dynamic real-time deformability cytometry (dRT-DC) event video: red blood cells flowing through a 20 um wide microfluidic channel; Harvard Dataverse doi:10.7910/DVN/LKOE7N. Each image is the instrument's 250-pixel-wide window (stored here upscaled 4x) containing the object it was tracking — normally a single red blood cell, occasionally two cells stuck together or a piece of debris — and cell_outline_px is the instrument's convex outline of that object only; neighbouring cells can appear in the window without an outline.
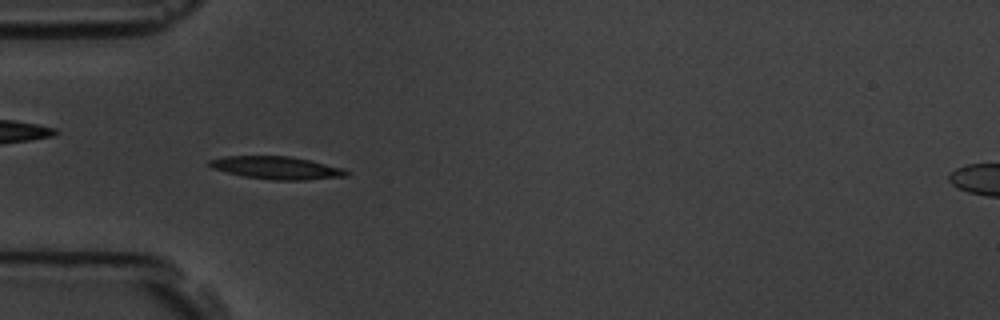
{"species": "common noctule bat (a hibernating species)", "species_latin": "Nyctalus noctula", "temperature_condition": "room temperature", "stored_images_in_passage": 11, "camera_frame_rate_fps": 3000, "um_per_image_px": 0.085, "animal": {"sex": "male", "body_mass_g": 19.5, "forearm_length_mm": 54.6}, "frame": {"image": 1, "passage_image": 5, "time_ms": 5.0, "image_size_px": [1000, 320], "cell_outline_px": [[352, 172], [348, 176], [308, 180], [272, 180], [244, 176], [212, 168], [208, 164], [208, 160], [224, 156], [288, 156], [312, 160], [344, 168]], "centroid_in_image_um": [23.59, 14.26], "position_along_channel_um": 61.4, "area_um2": 18.32}}
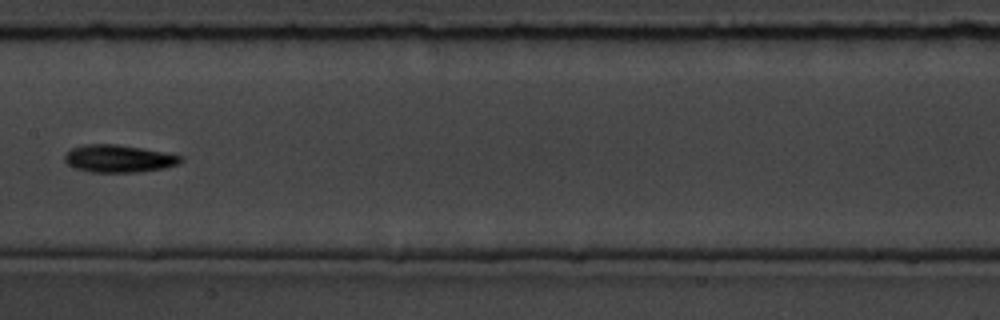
{"frame": {"image": 2, "passage_image": 8, "time_ms": 8.667, "image_size_px": [1000, 320], "cell_outline_px": [[184, 160], [176, 164], [164, 168], [136, 172], [92, 172], [76, 168], [68, 164], [64, 160], [64, 156], [72, 148], [84, 144], [116, 144], [164, 152], [184, 156]], "centroid_in_image_um": [10.1, 13.48], "position_along_channel_um": 197.3, "area_um2": 18.44}}
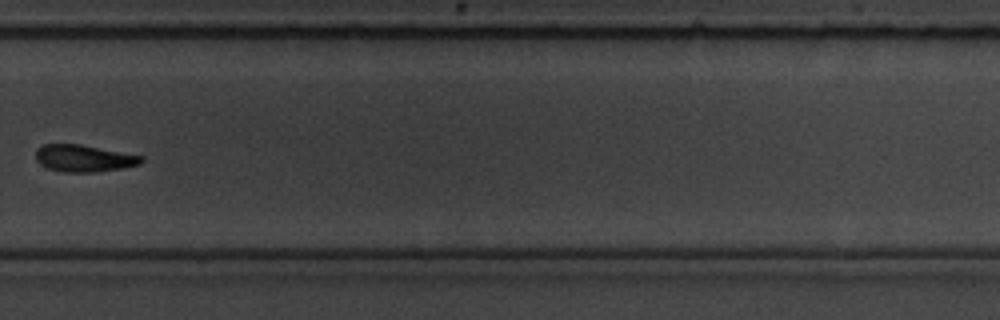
{"frame": {"image": 3, "passage_image": 11, "time_ms": 12.0, "image_size_px": [1000, 320], "cell_outline_px": [[144, 160], [140, 164], [120, 168], [96, 172], [64, 172], [48, 168], [40, 164], [36, 160], [36, 148], [44, 144], [80, 144], [144, 156]], "centroid_in_image_um": [7.12, 13.45], "position_along_channel_um": 322.7, "area_um2": 16.59}}